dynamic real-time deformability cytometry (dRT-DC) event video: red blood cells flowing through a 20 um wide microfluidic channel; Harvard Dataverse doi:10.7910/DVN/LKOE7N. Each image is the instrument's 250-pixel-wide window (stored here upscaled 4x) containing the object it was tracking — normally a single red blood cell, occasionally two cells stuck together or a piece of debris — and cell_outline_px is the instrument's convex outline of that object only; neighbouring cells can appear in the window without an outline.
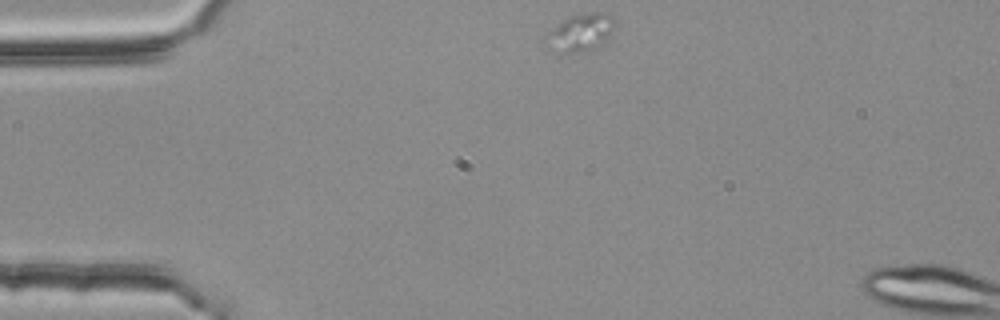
{"species": "common noctule bat (a hibernating species)", "species_latin": "Nyctalus noctula", "temperature_condition": "room temperature", "stored_images_in_passage": 5, "segment_of_instrument_passage": [1, 2], "camera_frame_rate_fps": 3000, "um_per_image_px": 0.085, "animal": {"sex": "female", "body_mass_g": 25.1}, "frame": {"image": 1, "passage_image": 1, "time_ms": 0.0, "image_size_px": [1000, 320], "cell_outline_px": [[616, 24], [608, 40], [600, 48], [584, 52], [564, 52], [544, 40], [544, 36], [552, 28], [564, 20], [572, 16], [592, 12], [600, 12], [612, 16], [616, 20]], "centroid_in_image_um": [49.46, 2.76], "position_along_channel_um": 35.5, "area_um2": 14.91}}